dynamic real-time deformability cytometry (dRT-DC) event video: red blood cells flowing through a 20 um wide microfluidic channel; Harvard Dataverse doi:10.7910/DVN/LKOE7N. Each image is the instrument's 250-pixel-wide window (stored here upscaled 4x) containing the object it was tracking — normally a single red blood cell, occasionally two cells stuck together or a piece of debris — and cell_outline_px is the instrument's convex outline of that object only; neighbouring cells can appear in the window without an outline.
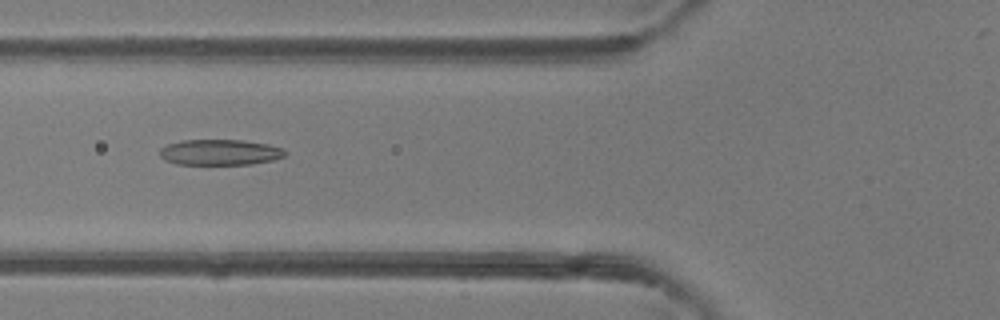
{"species": "common noctule bat (a hibernating species)", "species_latin": "Nyctalus noctula", "temperature_condition": "room temperature", "stored_images_in_passage": 37, "camera_frame_rate_fps": 3000, "um_per_image_px": 0.085, "animal": {"sex": "female"}, "frame": {"image": 1, "passage_image": 11, "time_ms": 3.333, "image_size_px": [1000, 320], "cell_outline_px": [[288, 152], [284, 156], [272, 160], [252, 164], [176, 164], [164, 160], [160, 156], [160, 148], [168, 144], [184, 140], [244, 140], [268, 144], [284, 148]], "centroid_in_image_um": [18.71, 12.94], "position_along_channel_um": 107.1, "area_um2": 18.84}}
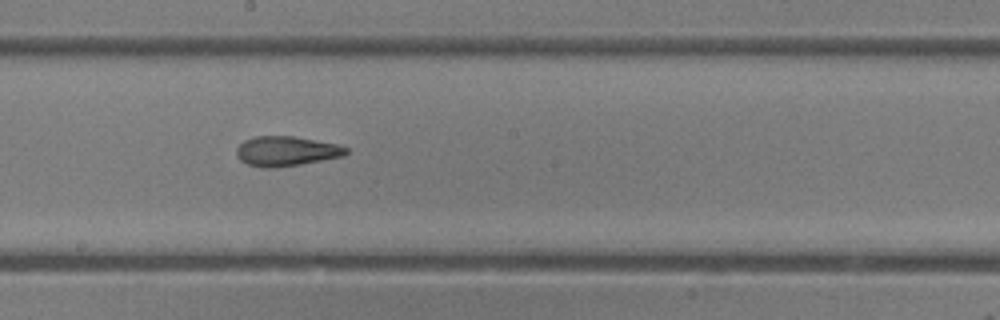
{"frame": {"image": 2, "passage_image": 19, "time_ms": 6.0, "image_size_px": [1000, 320], "cell_outline_px": [[348, 152], [344, 156], [300, 164], [276, 168], [264, 168], [248, 164], [240, 160], [236, 156], [236, 148], [244, 140], [252, 136], [292, 136], [336, 144], [348, 148]], "centroid_in_image_um": [24.29, 12.85], "position_along_channel_um": 223.9, "area_um2": 19.02}}
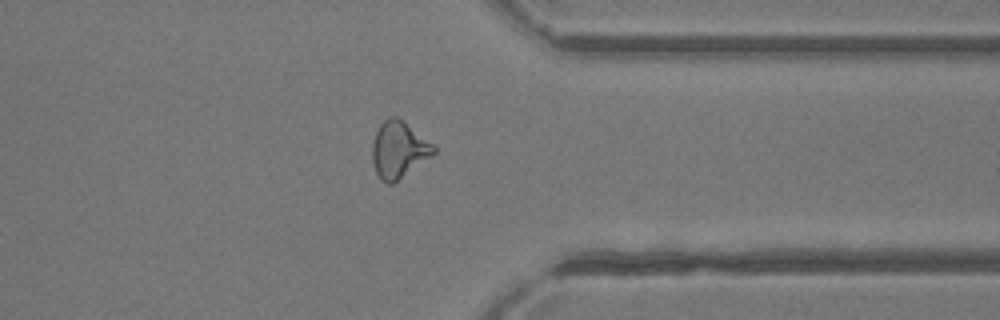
{"frame": {"image": 3, "passage_image": 30, "time_ms": 9.667, "image_size_px": [1000, 320], "cell_outline_px": [[436, 152], [432, 156], [392, 184], [388, 184], [376, 172], [372, 160], [372, 144], [376, 132], [380, 124], [388, 116], [396, 116], [432, 144], [436, 148]], "centroid_in_image_um": [33.87, 12.72], "position_along_channel_um": 377.5, "area_um2": 19.77}}